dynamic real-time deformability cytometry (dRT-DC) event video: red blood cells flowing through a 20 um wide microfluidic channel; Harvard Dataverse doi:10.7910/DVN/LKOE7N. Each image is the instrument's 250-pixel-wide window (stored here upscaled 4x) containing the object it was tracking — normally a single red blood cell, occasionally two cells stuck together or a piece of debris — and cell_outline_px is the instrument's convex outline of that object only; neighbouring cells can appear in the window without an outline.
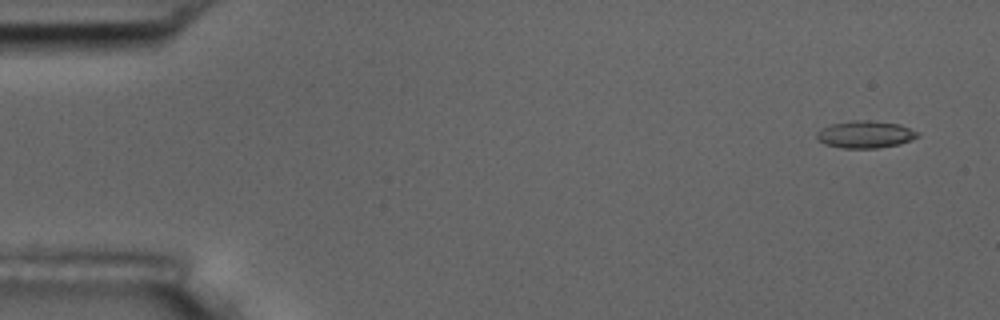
{"species": "common noctule bat (a hibernating species)", "species_latin": "Nyctalus noctula", "temperature_condition": "room temperature", "stored_images_in_passage": 4, "camera_frame_rate_fps": 3000, "um_per_image_px": 0.085, "animal": {"sex": "male", "body_mass_g": 17.5, "forearm_length_mm": 52.3}, "frame": {"image": 1, "passage_image": 1, "time_ms": 0.0, "image_size_px": [1000, 320], "cell_outline_px": [[920, 136], [912, 140], [900, 144], [876, 148], [840, 148], [824, 144], [816, 140], [816, 132], [820, 128], [832, 124], [852, 120], [872, 120], [900, 124], [920, 132]], "centroid_in_image_um": [73.55, 11.42], "position_along_channel_um": 11.5, "area_um2": 16.36}}